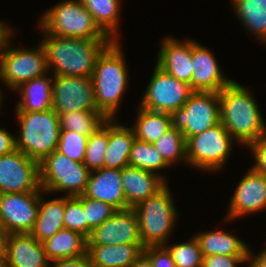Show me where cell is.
<instances>
[{
	"label": "cell",
	"instance_id": "1",
	"mask_svg": "<svg viewBox=\"0 0 266 267\" xmlns=\"http://www.w3.org/2000/svg\"><path fill=\"white\" fill-rule=\"evenodd\" d=\"M44 33L41 43L45 49L48 70L53 75L92 77L98 56L111 39H83Z\"/></svg>",
	"mask_w": 266,
	"mask_h": 267
},
{
	"label": "cell",
	"instance_id": "2",
	"mask_svg": "<svg viewBox=\"0 0 266 267\" xmlns=\"http://www.w3.org/2000/svg\"><path fill=\"white\" fill-rule=\"evenodd\" d=\"M220 122L246 147L266 135V124L251 92L232 80L219 92Z\"/></svg>",
	"mask_w": 266,
	"mask_h": 267
},
{
	"label": "cell",
	"instance_id": "3",
	"mask_svg": "<svg viewBox=\"0 0 266 267\" xmlns=\"http://www.w3.org/2000/svg\"><path fill=\"white\" fill-rule=\"evenodd\" d=\"M120 41H112L98 56L92 74L95 103L107 118L115 119L128 84V70Z\"/></svg>",
	"mask_w": 266,
	"mask_h": 267
},
{
	"label": "cell",
	"instance_id": "4",
	"mask_svg": "<svg viewBox=\"0 0 266 267\" xmlns=\"http://www.w3.org/2000/svg\"><path fill=\"white\" fill-rule=\"evenodd\" d=\"M20 126L16 149L30 159L42 162L57 149L60 137L59 115L51 108L42 112H16Z\"/></svg>",
	"mask_w": 266,
	"mask_h": 267
},
{
	"label": "cell",
	"instance_id": "5",
	"mask_svg": "<svg viewBox=\"0 0 266 267\" xmlns=\"http://www.w3.org/2000/svg\"><path fill=\"white\" fill-rule=\"evenodd\" d=\"M39 27L47 34L83 39H110L79 0H64L42 13Z\"/></svg>",
	"mask_w": 266,
	"mask_h": 267
},
{
	"label": "cell",
	"instance_id": "6",
	"mask_svg": "<svg viewBox=\"0 0 266 267\" xmlns=\"http://www.w3.org/2000/svg\"><path fill=\"white\" fill-rule=\"evenodd\" d=\"M171 193L167 184L156 195L149 197L134 208L144 248L167 244L177 218V210Z\"/></svg>",
	"mask_w": 266,
	"mask_h": 267
},
{
	"label": "cell",
	"instance_id": "7",
	"mask_svg": "<svg viewBox=\"0 0 266 267\" xmlns=\"http://www.w3.org/2000/svg\"><path fill=\"white\" fill-rule=\"evenodd\" d=\"M12 30L4 39L0 48V80L11 90L21 84L47 73V60L43 44L36 48L11 47Z\"/></svg>",
	"mask_w": 266,
	"mask_h": 267
},
{
	"label": "cell",
	"instance_id": "8",
	"mask_svg": "<svg viewBox=\"0 0 266 267\" xmlns=\"http://www.w3.org/2000/svg\"><path fill=\"white\" fill-rule=\"evenodd\" d=\"M40 187L47 192H64L66 196L83 195L91 171L83 162L69 159L56 150L39 163Z\"/></svg>",
	"mask_w": 266,
	"mask_h": 267
},
{
	"label": "cell",
	"instance_id": "9",
	"mask_svg": "<svg viewBox=\"0 0 266 267\" xmlns=\"http://www.w3.org/2000/svg\"><path fill=\"white\" fill-rule=\"evenodd\" d=\"M220 122L186 141L187 163L201 171L221 170L236 140Z\"/></svg>",
	"mask_w": 266,
	"mask_h": 267
},
{
	"label": "cell",
	"instance_id": "10",
	"mask_svg": "<svg viewBox=\"0 0 266 267\" xmlns=\"http://www.w3.org/2000/svg\"><path fill=\"white\" fill-rule=\"evenodd\" d=\"M170 116L172 128L181 131L187 141L220 123L219 92L194 91L183 107Z\"/></svg>",
	"mask_w": 266,
	"mask_h": 267
},
{
	"label": "cell",
	"instance_id": "11",
	"mask_svg": "<svg viewBox=\"0 0 266 267\" xmlns=\"http://www.w3.org/2000/svg\"><path fill=\"white\" fill-rule=\"evenodd\" d=\"M193 92L190 84L176 79L156 64L139 106L171 114L183 107Z\"/></svg>",
	"mask_w": 266,
	"mask_h": 267
},
{
	"label": "cell",
	"instance_id": "12",
	"mask_svg": "<svg viewBox=\"0 0 266 267\" xmlns=\"http://www.w3.org/2000/svg\"><path fill=\"white\" fill-rule=\"evenodd\" d=\"M52 109L58 115L98 110L92 77L53 75Z\"/></svg>",
	"mask_w": 266,
	"mask_h": 267
},
{
	"label": "cell",
	"instance_id": "13",
	"mask_svg": "<svg viewBox=\"0 0 266 267\" xmlns=\"http://www.w3.org/2000/svg\"><path fill=\"white\" fill-rule=\"evenodd\" d=\"M41 190L37 161L17 149L0 156V194Z\"/></svg>",
	"mask_w": 266,
	"mask_h": 267
},
{
	"label": "cell",
	"instance_id": "14",
	"mask_svg": "<svg viewBox=\"0 0 266 267\" xmlns=\"http://www.w3.org/2000/svg\"><path fill=\"white\" fill-rule=\"evenodd\" d=\"M40 195L41 191L0 194V224L7 235L33 230Z\"/></svg>",
	"mask_w": 266,
	"mask_h": 267
},
{
	"label": "cell",
	"instance_id": "15",
	"mask_svg": "<svg viewBox=\"0 0 266 267\" xmlns=\"http://www.w3.org/2000/svg\"><path fill=\"white\" fill-rule=\"evenodd\" d=\"M142 244L134 208L116 210L103 224L94 228L88 245Z\"/></svg>",
	"mask_w": 266,
	"mask_h": 267
},
{
	"label": "cell",
	"instance_id": "16",
	"mask_svg": "<svg viewBox=\"0 0 266 267\" xmlns=\"http://www.w3.org/2000/svg\"><path fill=\"white\" fill-rule=\"evenodd\" d=\"M266 209V176L248 169L231 198L227 219L234 220Z\"/></svg>",
	"mask_w": 266,
	"mask_h": 267
},
{
	"label": "cell",
	"instance_id": "17",
	"mask_svg": "<svg viewBox=\"0 0 266 267\" xmlns=\"http://www.w3.org/2000/svg\"><path fill=\"white\" fill-rule=\"evenodd\" d=\"M43 244L30 233H12L6 236L1 267H50Z\"/></svg>",
	"mask_w": 266,
	"mask_h": 267
},
{
	"label": "cell",
	"instance_id": "18",
	"mask_svg": "<svg viewBox=\"0 0 266 267\" xmlns=\"http://www.w3.org/2000/svg\"><path fill=\"white\" fill-rule=\"evenodd\" d=\"M192 40L193 91L220 92L232 79L224 76L216 58L207 47Z\"/></svg>",
	"mask_w": 266,
	"mask_h": 267
},
{
	"label": "cell",
	"instance_id": "19",
	"mask_svg": "<svg viewBox=\"0 0 266 267\" xmlns=\"http://www.w3.org/2000/svg\"><path fill=\"white\" fill-rule=\"evenodd\" d=\"M156 64L171 76L191 85L194 68L192 40L181 42L167 36L161 42Z\"/></svg>",
	"mask_w": 266,
	"mask_h": 267
},
{
	"label": "cell",
	"instance_id": "20",
	"mask_svg": "<svg viewBox=\"0 0 266 267\" xmlns=\"http://www.w3.org/2000/svg\"><path fill=\"white\" fill-rule=\"evenodd\" d=\"M83 195L110 204L116 210L127 208L120 169L103 167L92 171Z\"/></svg>",
	"mask_w": 266,
	"mask_h": 267
},
{
	"label": "cell",
	"instance_id": "21",
	"mask_svg": "<svg viewBox=\"0 0 266 267\" xmlns=\"http://www.w3.org/2000/svg\"><path fill=\"white\" fill-rule=\"evenodd\" d=\"M121 177L127 208H135L167 185L162 175L132 166L124 167Z\"/></svg>",
	"mask_w": 266,
	"mask_h": 267
},
{
	"label": "cell",
	"instance_id": "22",
	"mask_svg": "<svg viewBox=\"0 0 266 267\" xmlns=\"http://www.w3.org/2000/svg\"><path fill=\"white\" fill-rule=\"evenodd\" d=\"M43 76L33 78L15 89L20 95L15 112H42L52 108L53 77Z\"/></svg>",
	"mask_w": 266,
	"mask_h": 267
},
{
	"label": "cell",
	"instance_id": "23",
	"mask_svg": "<svg viewBox=\"0 0 266 267\" xmlns=\"http://www.w3.org/2000/svg\"><path fill=\"white\" fill-rule=\"evenodd\" d=\"M142 244L88 245L92 267H129L143 252Z\"/></svg>",
	"mask_w": 266,
	"mask_h": 267
},
{
	"label": "cell",
	"instance_id": "24",
	"mask_svg": "<svg viewBox=\"0 0 266 267\" xmlns=\"http://www.w3.org/2000/svg\"><path fill=\"white\" fill-rule=\"evenodd\" d=\"M116 119H109V141L104 167L122 170L129 166V156L136 137L132 128L120 125Z\"/></svg>",
	"mask_w": 266,
	"mask_h": 267
},
{
	"label": "cell",
	"instance_id": "25",
	"mask_svg": "<svg viewBox=\"0 0 266 267\" xmlns=\"http://www.w3.org/2000/svg\"><path fill=\"white\" fill-rule=\"evenodd\" d=\"M41 190L37 219L30 234L39 242L51 238L58 230L64 228V211L66 196L46 200Z\"/></svg>",
	"mask_w": 266,
	"mask_h": 267
},
{
	"label": "cell",
	"instance_id": "26",
	"mask_svg": "<svg viewBox=\"0 0 266 267\" xmlns=\"http://www.w3.org/2000/svg\"><path fill=\"white\" fill-rule=\"evenodd\" d=\"M42 244L48 259L55 261L87 254L88 239L80 233L62 228Z\"/></svg>",
	"mask_w": 266,
	"mask_h": 267
},
{
	"label": "cell",
	"instance_id": "27",
	"mask_svg": "<svg viewBox=\"0 0 266 267\" xmlns=\"http://www.w3.org/2000/svg\"><path fill=\"white\" fill-rule=\"evenodd\" d=\"M203 256H248L249 246L240 238L222 230L207 231L195 235Z\"/></svg>",
	"mask_w": 266,
	"mask_h": 267
},
{
	"label": "cell",
	"instance_id": "28",
	"mask_svg": "<svg viewBox=\"0 0 266 267\" xmlns=\"http://www.w3.org/2000/svg\"><path fill=\"white\" fill-rule=\"evenodd\" d=\"M92 14L98 27L112 40L118 41L121 0H79Z\"/></svg>",
	"mask_w": 266,
	"mask_h": 267
},
{
	"label": "cell",
	"instance_id": "29",
	"mask_svg": "<svg viewBox=\"0 0 266 267\" xmlns=\"http://www.w3.org/2000/svg\"><path fill=\"white\" fill-rule=\"evenodd\" d=\"M231 3L244 27L266 44V0H232Z\"/></svg>",
	"mask_w": 266,
	"mask_h": 267
},
{
	"label": "cell",
	"instance_id": "30",
	"mask_svg": "<svg viewBox=\"0 0 266 267\" xmlns=\"http://www.w3.org/2000/svg\"><path fill=\"white\" fill-rule=\"evenodd\" d=\"M139 112L132 126L135 137L141 141L153 144L171 127V116L168 113L149 111L138 107Z\"/></svg>",
	"mask_w": 266,
	"mask_h": 267
},
{
	"label": "cell",
	"instance_id": "31",
	"mask_svg": "<svg viewBox=\"0 0 266 267\" xmlns=\"http://www.w3.org/2000/svg\"><path fill=\"white\" fill-rule=\"evenodd\" d=\"M107 118L99 110L72 111L59 115L61 130L75 131L89 136Z\"/></svg>",
	"mask_w": 266,
	"mask_h": 267
},
{
	"label": "cell",
	"instance_id": "32",
	"mask_svg": "<svg viewBox=\"0 0 266 267\" xmlns=\"http://www.w3.org/2000/svg\"><path fill=\"white\" fill-rule=\"evenodd\" d=\"M129 166L153 173L169 167L153 144L137 138H135L131 148Z\"/></svg>",
	"mask_w": 266,
	"mask_h": 267
},
{
	"label": "cell",
	"instance_id": "33",
	"mask_svg": "<svg viewBox=\"0 0 266 267\" xmlns=\"http://www.w3.org/2000/svg\"><path fill=\"white\" fill-rule=\"evenodd\" d=\"M109 141V119L89 135L84 165L92 172L104 167V158Z\"/></svg>",
	"mask_w": 266,
	"mask_h": 267
},
{
	"label": "cell",
	"instance_id": "34",
	"mask_svg": "<svg viewBox=\"0 0 266 267\" xmlns=\"http://www.w3.org/2000/svg\"><path fill=\"white\" fill-rule=\"evenodd\" d=\"M153 145L169 166L177 161L187 163L186 139L181 131L171 127Z\"/></svg>",
	"mask_w": 266,
	"mask_h": 267
},
{
	"label": "cell",
	"instance_id": "35",
	"mask_svg": "<svg viewBox=\"0 0 266 267\" xmlns=\"http://www.w3.org/2000/svg\"><path fill=\"white\" fill-rule=\"evenodd\" d=\"M64 228L80 233L87 239L90 236L92 229L87 224L83 210V195L76 197L66 196Z\"/></svg>",
	"mask_w": 266,
	"mask_h": 267
},
{
	"label": "cell",
	"instance_id": "36",
	"mask_svg": "<svg viewBox=\"0 0 266 267\" xmlns=\"http://www.w3.org/2000/svg\"><path fill=\"white\" fill-rule=\"evenodd\" d=\"M165 247L173 257L176 267H202L204 256L195 236L190 241Z\"/></svg>",
	"mask_w": 266,
	"mask_h": 267
},
{
	"label": "cell",
	"instance_id": "37",
	"mask_svg": "<svg viewBox=\"0 0 266 267\" xmlns=\"http://www.w3.org/2000/svg\"><path fill=\"white\" fill-rule=\"evenodd\" d=\"M88 137L75 131L60 130L56 151L71 160L84 162Z\"/></svg>",
	"mask_w": 266,
	"mask_h": 267
},
{
	"label": "cell",
	"instance_id": "38",
	"mask_svg": "<svg viewBox=\"0 0 266 267\" xmlns=\"http://www.w3.org/2000/svg\"><path fill=\"white\" fill-rule=\"evenodd\" d=\"M83 210L88 226L94 228L103 224L116 211L110 204L83 195Z\"/></svg>",
	"mask_w": 266,
	"mask_h": 267
},
{
	"label": "cell",
	"instance_id": "39",
	"mask_svg": "<svg viewBox=\"0 0 266 267\" xmlns=\"http://www.w3.org/2000/svg\"><path fill=\"white\" fill-rule=\"evenodd\" d=\"M153 267H176L174 259L165 246H149L143 249Z\"/></svg>",
	"mask_w": 266,
	"mask_h": 267
},
{
	"label": "cell",
	"instance_id": "40",
	"mask_svg": "<svg viewBox=\"0 0 266 267\" xmlns=\"http://www.w3.org/2000/svg\"><path fill=\"white\" fill-rule=\"evenodd\" d=\"M247 147L252 150L255 159L252 169L266 176V135L250 143Z\"/></svg>",
	"mask_w": 266,
	"mask_h": 267
},
{
	"label": "cell",
	"instance_id": "41",
	"mask_svg": "<svg viewBox=\"0 0 266 267\" xmlns=\"http://www.w3.org/2000/svg\"><path fill=\"white\" fill-rule=\"evenodd\" d=\"M248 256L211 255L203 257L202 267H237L238 264L247 263Z\"/></svg>",
	"mask_w": 266,
	"mask_h": 267
},
{
	"label": "cell",
	"instance_id": "42",
	"mask_svg": "<svg viewBox=\"0 0 266 267\" xmlns=\"http://www.w3.org/2000/svg\"><path fill=\"white\" fill-rule=\"evenodd\" d=\"M52 263L50 267H92L88 254L76 258L58 259Z\"/></svg>",
	"mask_w": 266,
	"mask_h": 267
},
{
	"label": "cell",
	"instance_id": "43",
	"mask_svg": "<svg viewBox=\"0 0 266 267\" xmlns=\"http://www.w3.org/2000/svg\"><path fill=\"white\" fill-rule=\"evenodd\" d=\"M16 149L15 137L6 128H0V156L9 154Z\"/></svg>",
	"mask_w": 266,
	"mask_h": 267
},
{
	"label": "cell",
	"instance_id": "44",
	"mask_svg": "<svg viewBox=\"0 0 266 267\" xmlns=\"http://www.w3.org/2000/svg\"><path fill=\"white\" fill-rule=\"evenodd\" d=\"M248 263L249 267H266V249L264 248V250L257 255L253 254L250 249L248 255Z\"/></svg>",
	"mask_w": 266,
	"mask_h": 267
},
{
	"label": "cell",
	"instance_id": "45",
	"mask_svg": "<svg viewBox=\"0 0 266 267\" xmlns=\"http://www.w3.org/2000/svg\"><path fill=\"white\" fill-rule=\"evenodd\" d=\"M129 267H153L149 257L142 252V254Z\"/></svg>",
	"mask_w": 266,
	"mask_h": 267
},
{
	"label": "cell",
	"instance_id": "46",
	"mask_svg": "<svg viewBox=\"0 0 266 267\" xmlns=\"http://www.w3.org/2000/svg\"><path fill=\"white\" fill-rule=\"evenodd\" d=\"M12 30V28L10 29L9 26L5 25L2 21H0V48L4 39Z\"/></svg>",
	"mask_w": 266,
	"mask_h": 267
},
{
	"label": "cell",
	"instance_id": "47",
	"mask_svg": "<svg viewBox=\"0 0 266 267\" xmlns=\"http://www.w3.org/2000/svg\"><path fill=\"white\" fill-rule=\"evenodd\" d=\"M6 232L2 225L0 224V261L2 259L3 253H4V248H5V241H6Z\"/></svg>",
	"mask_w": 266,
	"mask_h": 267
},
{
	"label": "cell",
	"instance_id": "48",
	"mask_svg": "<svg viewBox=\"0 0 266 267\" xmlns=\"http://www.w3.org/2000/svg\"><path fill=\"white\" fill-rule=\"evenodd\" d=\"M1 93H2V92L0 91V107L2 106L1 103L3 102V99H2L3 96L1 95Z\"/></svg>",
	"mask_w": 266,
	"mask_h": 267
}]
</instances>
